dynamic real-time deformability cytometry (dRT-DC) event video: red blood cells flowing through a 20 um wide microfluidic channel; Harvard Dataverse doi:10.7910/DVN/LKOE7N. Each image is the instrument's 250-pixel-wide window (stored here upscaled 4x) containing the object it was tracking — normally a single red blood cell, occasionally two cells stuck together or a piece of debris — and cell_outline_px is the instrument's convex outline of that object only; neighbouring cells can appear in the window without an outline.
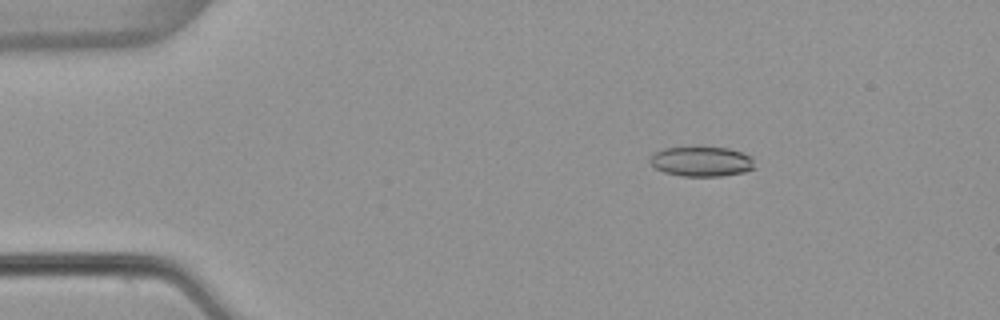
{"species": "common noctule bat (a hibernating species)", "species_latin": "Nyctalus noctula", "temperature_condition": "warm", "stored_images_in_passage": 54, "camera_frame_rate_fps": 3000, "um_per_image_px": 0.085, "animal": {"sex": "female", "body_mass_g": 22.7, "forearm_length_mm": 54.2}, "frame": {"image": 1, "passage_image": 9, "time_ms": 2.667, "image_size_px": [1000, 320], "cell_outline_px": [[756, 168], [744, 172], [720, 176], [684, 176], [664, 172], [656, 168], [648, 160], [652, 152], [664, 148], [696, 144], [728, 148], [752, 156]], "centroid_in_image_um": [59.61, 13.67], "position_along_channel_um": 25.4, "area_um2": 19.07}}
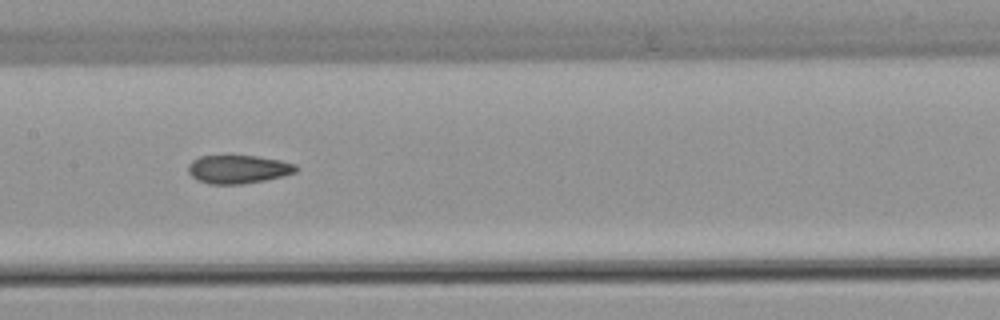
{"frame": {"image": 2, "passage_image": 27, "time_ms": 8.667, "image_size_px": [1000, 320], "cell_outline_px": [[300, 168], [296, 172], [284, 176], [264, 180], [240, 184], [208, 184], [196, 180], [188, 172], [188, 164], [192, 160], [200, 156], [256, 156], [280, 160], [296, 164]], "centroid_in_image_um": [20.25, 14.39], "position_along_channel_um": 187.1, "area_um2": 17.92}}
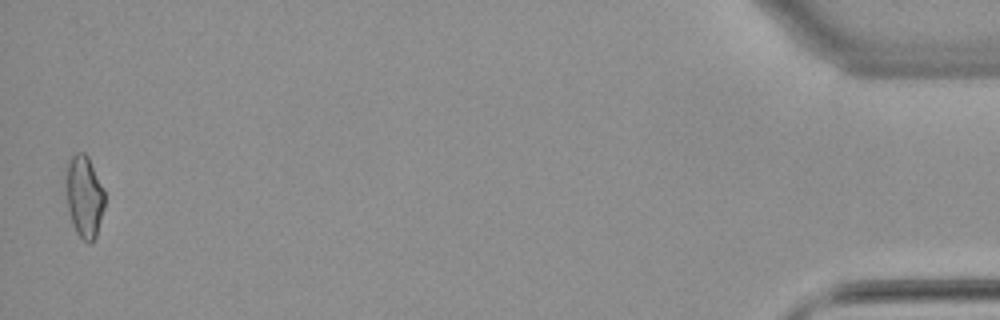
{"frame": {"image": 3, "passage_image": 53, "time_ms": 17.333, "image_size_px": [1000, 320], "cell_outline_px": [[104, 208], [96, 236], [88, 244], [76, 232], [72, 224], [68, 208], [64, 184], [64, 172], [68, 160], [76, 152], [84, 152], [88, 156], [104, 188]], "centroid_in_image_um": [7.13, 16.65], "position_along_channel_um": 428.1, "area_um2": 18.9}, "authors_computed_cell_mechanics": {"area_um2": 18.4093, "velocity_mm_per_s": 3.8661, "shape_relaxation_time_tau1_ms": null, "shape_relaxation_time_tau2_ms": 2.5052, "deformation_change_tau1": null, "deformation_change_tau2": 0.0877}}